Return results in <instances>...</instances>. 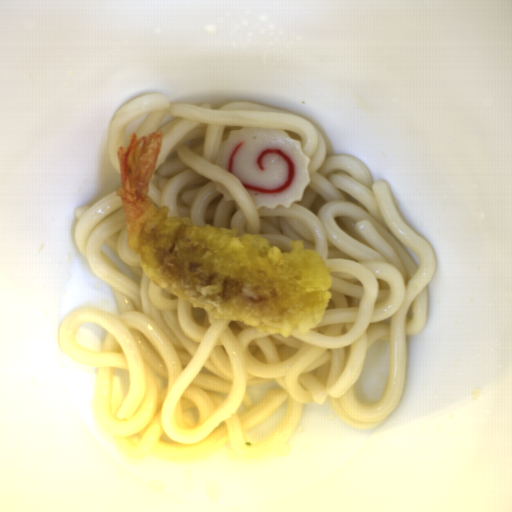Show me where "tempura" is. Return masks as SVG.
I'll list each match as a JSON object with an SVG mask.
<instances>
[{"instance_id": "tempura-1", "label": "tempura", "mask_w": 512, "mask_h": 512, "mask_svg": "<svg viewBox=\"0 0 512 512\" xmlns=\"http://www.w3.org/2000/svg\"><path fill=\"white\" fill-rule=\"evenodd\" d=\"M162 144L161 130L134 132L117 150L127 244L146 276L210 318L286 338L317 327L333 282L319 252L301 240L283 252L263 235L170 218L149 196Z\"/></svg>"}]
</instances>
